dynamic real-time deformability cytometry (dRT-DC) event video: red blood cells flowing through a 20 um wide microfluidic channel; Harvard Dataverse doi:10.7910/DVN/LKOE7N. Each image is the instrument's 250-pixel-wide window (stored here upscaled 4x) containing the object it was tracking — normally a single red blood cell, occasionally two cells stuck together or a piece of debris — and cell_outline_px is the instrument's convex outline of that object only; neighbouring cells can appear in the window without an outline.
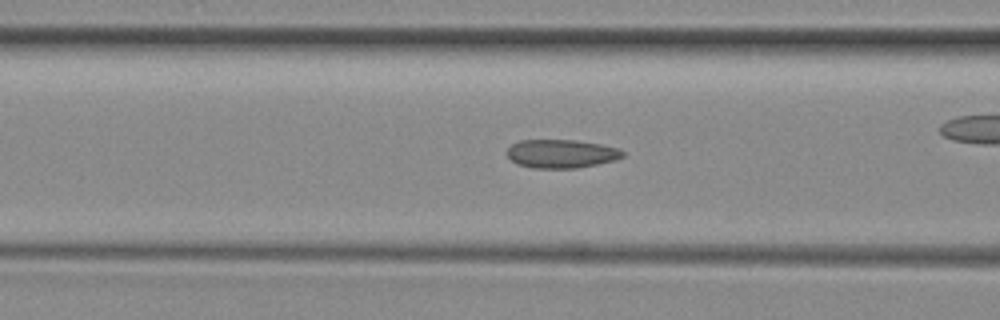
{"species": "common noctule bat (a hibernating species)", "species_latin": "Nyctalus noctula", "temperature_condition": "room temperature", "stored_images_in_passage": 53, "camera_frame_rate_fps": 3000, "um_per_image_px": 0.085, "animal": {"sex": "female", "body_mass_g": 29.2, "forearm_length_mm": 56.3}, "frame": {"image": 1, "passage_image": 20, "time_ms": 6.333, "image_size_px": [1000, 320], "cell_outline_px": [[624, 156], [616, 160], [576, 168], [532, 168], [516, 164], [508, 156], [508, 148], [512, 144], [520, 140], [576, 140], [600, 144], [616, 148], [624, 152]], "centroid_in_image_um": [47.7, 13.07], "position_along_channel_um": 118.9, "area_um2": 19.13}}
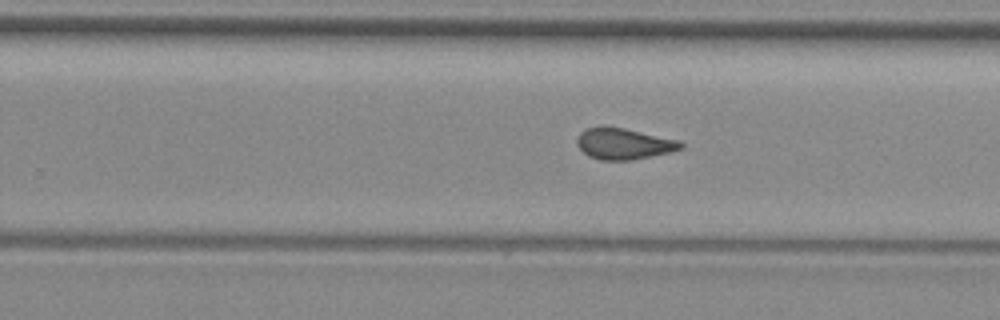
{"frame": {"image": 2, "passage_image": 32, "time_ms": 10.333, "image_size_px": [1000, 320], "cell_outline_px": [[684, 148], [672, 152], [632, 160], [600, 160], [588, 156], [576, 144], [576, 140], [580, 132], [584, 128], [600, 124], [604, 124], [624, 128], [680, 140], [684, 144]], "centroid_in_image_um": [53.0, 12.19], "position_along_channel_um": 276.8, "area_um2": 19.42}}
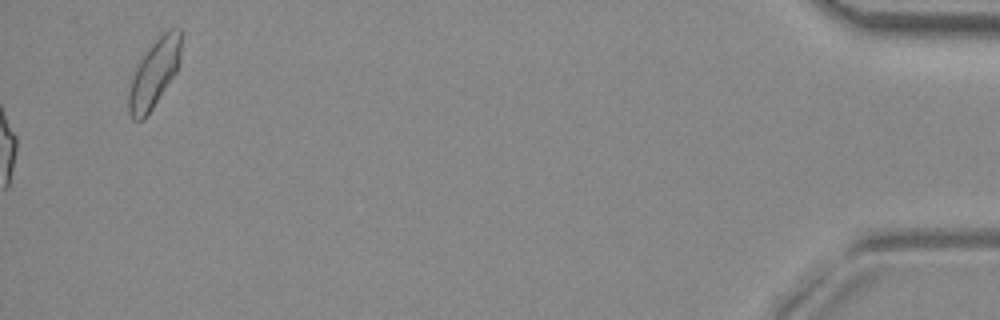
{"frame": {"image": 3, "passage_image": 53, "time_ms": 17.333, "image_size_px": [1000, 320], "cell_outline_px": [[180, 64], [176, 72], [144, 120], [132, 120], [128, 112], [128, 92], [132, 76], [136, 64], [144, 52], [168, 28], [180, 28]], "centroid_in_image_um": [13.07, 6.25], "position_along_channel_um": 422.1, "area_um2": 20.75}, "authors_computed_cell_mechanics": {"area_um2": 19.3052, "velocity_mm_per_s": 3.9583, "shape_relaxation_time_tau1_ms": null, "shape_relaxation_time_tau2_ms": 1.9939, "deformation_change_tau1": null, "deformation_change_tau2": 0.0924}}